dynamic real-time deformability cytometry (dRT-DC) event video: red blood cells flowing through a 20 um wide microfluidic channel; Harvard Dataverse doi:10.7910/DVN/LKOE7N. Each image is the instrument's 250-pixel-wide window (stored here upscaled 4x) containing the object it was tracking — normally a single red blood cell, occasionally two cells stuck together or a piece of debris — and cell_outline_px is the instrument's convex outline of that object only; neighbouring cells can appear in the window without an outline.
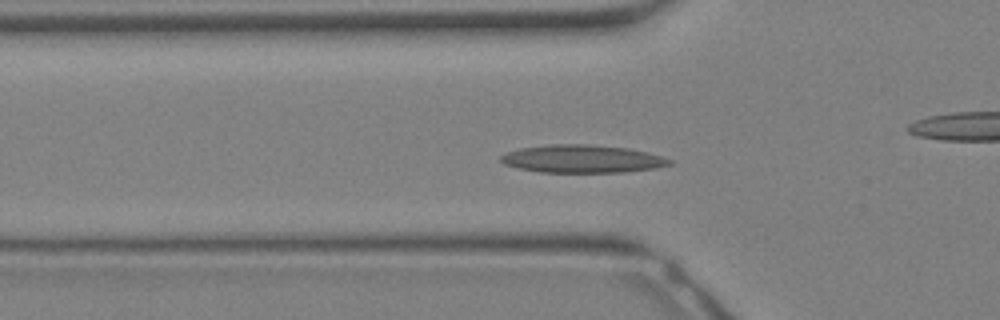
{"species": "Egyptian fruit bat (a non-hibernating species)", "species_latin": "Rousettus aegyptiacus", "temperature_condition": "warm", "stored_images_in_passage": 33, "camera_frame_rate_fps": 3000, "um_per_image_px": 0.085, "animal": {"sex": "female"}, "frame": {"image": 1, "passage_image": 10, "time_ms": 3.0, "image_size_px": [1000, 320], "cell_outline_px": [[672, 164], [656, 168], [624, 172], [540, 172], [516, 168], [504, 164], [500, 160], [500, 156], [508, 152], [520, 148], [552, 144], [588, 144], [628, 148], [648, 152], [672, 160]], "centroid_in_image_um": [49.48, 13.5], "position_along_channel_um": 76.3, "area_um2": 27.4}}
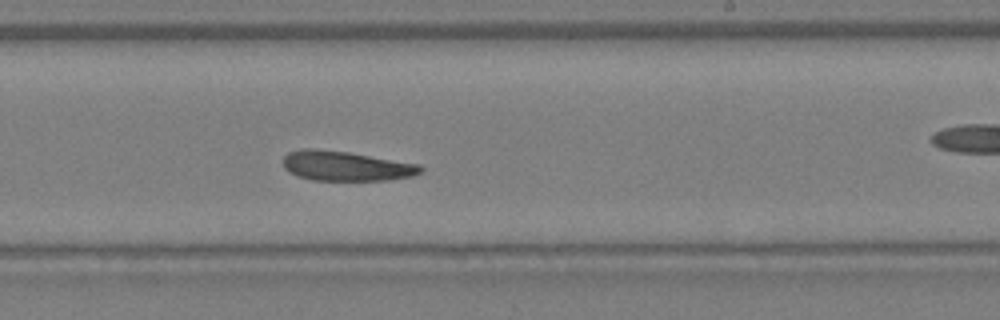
{"frame": {"image": 2, "passage_image": 19, "time_ms": 6.0, "image_size_px": [1000, 320], "cell_outline_px": [[424, 168], [420, 172], [412, 176], [388, 180], [312, 180], [288, 172], [284, 168], [284, 156], [288, 152], [304, 148], [312, 148], [348, 152], [420, 164]], "centroid_in_image_um": [29.4, 14.1], "position_along_channel_um": 259.6, "area_um2": 23.76}}
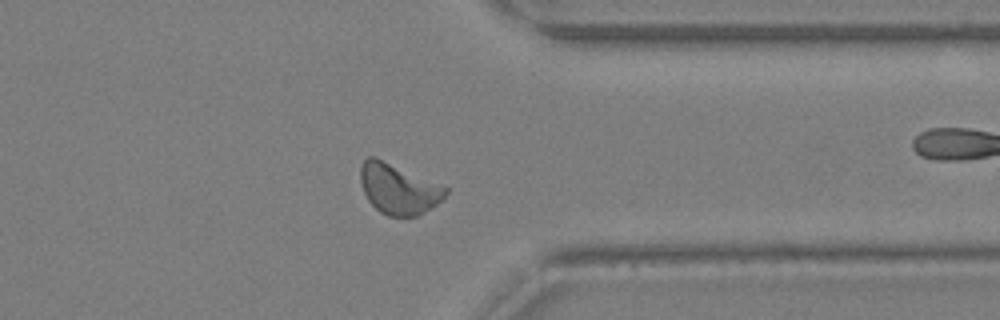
{"frame": {"image": 3, "passage_image": 25, "time_ms": 8.0, "image_size_px": [1000, 320], "cell_outline_px": [[448, 192], [436, 204], [416, 216], [388, 216], [380, 212], [368, 200], [364, 192], [360, 180], [360, 168], [364, 160], [368, 156], [376, 156], [448, 188]], "centroid_in_image_um": [33.83, 16.03], "position_along_channel_um": 377.6, "area_um2": 24.68}}